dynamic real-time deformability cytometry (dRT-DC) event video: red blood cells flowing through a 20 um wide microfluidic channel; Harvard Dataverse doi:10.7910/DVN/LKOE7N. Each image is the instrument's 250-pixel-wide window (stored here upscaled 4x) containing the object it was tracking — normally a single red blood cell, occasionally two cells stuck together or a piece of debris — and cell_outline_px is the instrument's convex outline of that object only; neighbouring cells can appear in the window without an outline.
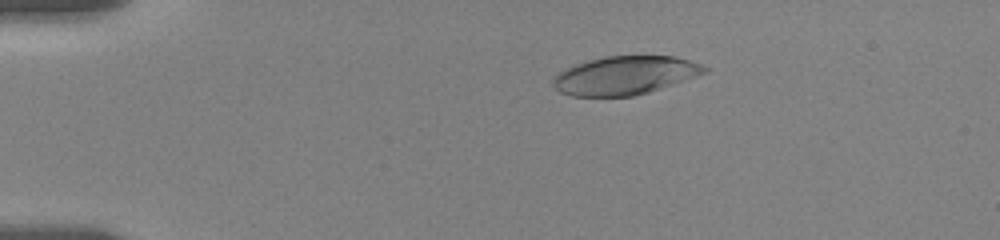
{"species": "human", "species_latin": "Homo sapiens", "temperature_condition": "room temperature", "stored_images_in_passage": 57, "camera_frame_rate_fps": 3000, "um_per_image_px": 0.085, "donor": {"sex": "female"}, "frame": {"image": 1, "passage_image": 11, "time_ms": 3.333, "image_size_px": [1000, 240], "cell_outline_px": [[708, 72], [648, 92], [632, 96], [572, 96], [560, 92], [552, 84], [552, 80], [560, 72], [576, 64], [604, 56], [676, 56], [700, 64], [708, 68]], "centroid_in_image_um": [53.12, 6.41], "position_along_channel_um": 31.9, "area_um2": 33.52}}
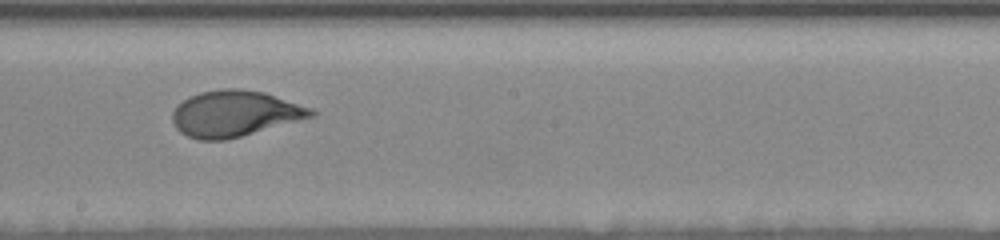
{"frame": {"image": 2, "passage_image": 33, "time_ms": 10.667, "image_size_px": [1000, 240], "cell_outline_px": [[316, 116], [240, 136], [224, 140], [196, 140], [180, 132], [176, 128], [172, 120], [172, 112], [176, 104], [188, 96], [200, 92], [220, 88], [240, 88], [264, 92], [312, 108], [316, 112]], "centroid_in_image_um": [19.92, 9.64], "position_along_channel_um": 228.3, "area_um2": 37.4}}
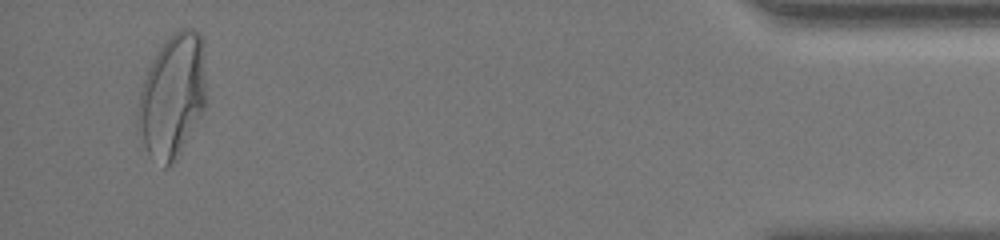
{"frame": {"image": 3, "passage_image": 55, "time_ms": 18.0, "image_size_px": [1000, 240], "cell_outline_px": [[204, 108], [176, 160], [164, 168], [152, 160], [144, 144], [140, 120], [140, 92], [148, 68], [156, 52], [164, 40], [172, 32], [180, 28], [192, 28], [200, 32], [204, 40]], "centroid_in_image_um": [14.69, 8.08], "position_along_channel_um": 420.5, "area_um2": 48.38}, "authors_computed_cell_mechanics": {"area_um2": 36.7608, "velocity_mm_per_s": 3.5115, "shape_relaxation_time_tau1_ms": 6.0201, "shape_relaxation_time_tau2_ms": null, "deformation_change_tau1": 0.2166, "deformation_change_tau2": null}}